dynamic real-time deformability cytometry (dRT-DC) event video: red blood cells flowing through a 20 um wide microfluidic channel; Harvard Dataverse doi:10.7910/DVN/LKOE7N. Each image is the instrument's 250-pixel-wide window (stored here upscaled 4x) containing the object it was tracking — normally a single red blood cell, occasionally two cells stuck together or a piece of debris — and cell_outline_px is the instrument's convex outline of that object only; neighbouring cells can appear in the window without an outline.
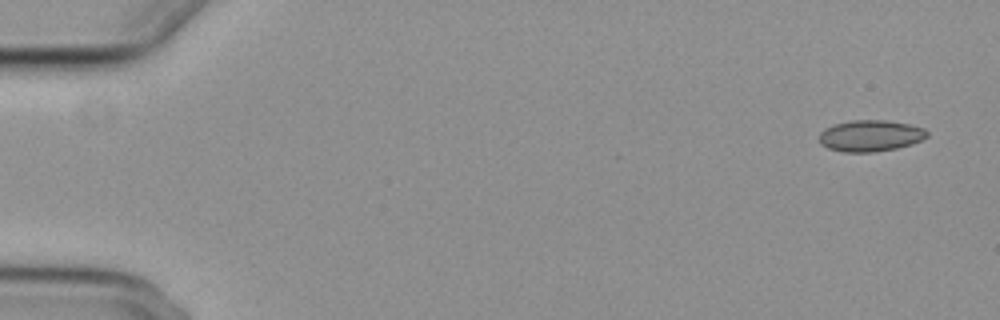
{"species": "common noctule bat (a hibernating species)", "species_latin": "Nyctalus noctula", "temperature_condition": "cold", "stored_images_in_passage": 53, "camera_frame_rate_fps": 3000, "um_per_image_px": 0.085, "animal": {"sex": "female", "body_mass_g": 29.2, "forearm_length_mm": 56.3}, "frame": {"image": 1, "passage_image": 1, "time_ms": 0.0, "image_size_px": [1000, 320], "cell_outline_px": [[928, 136], [912, 144], [896, 148], [872, 152], [844, 152], [828, 148], [820, 144], [820, 132], [824, 128], [832, 124], [852, 120], [888, 120], [908, 124], [924, 128], [928, 132]], "centroid_in_image_um": [73.96, 11.53], "position_along_channel_um": 11.0, "area_um2": 19.77}}
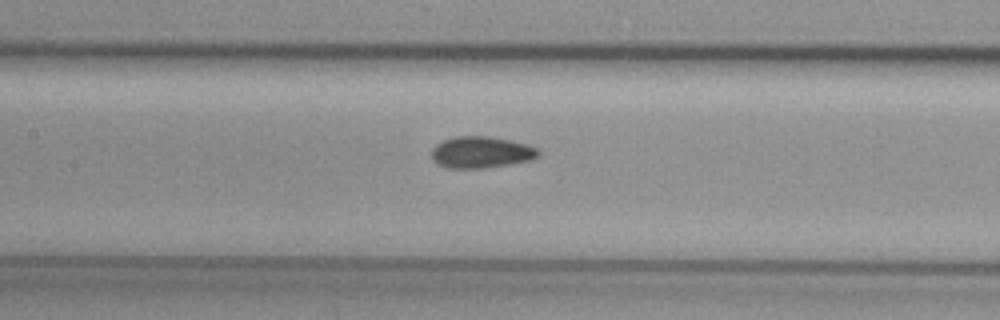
{"frame": {"image": 2, "passage_image": 25, "time_ms": 8.0, "image_size_px": [1000, 320], "cell_outline_px": [[540, 152], [536, 156], [528, 160], [508, 164], [484, 168], [448, 168], [436, 164], [432, 160], [432, 148], [436, 144], [444, 140], [456, 136], [488, 136], [528, 144], [536, 148]], "centroid_in_image_um": [40.84, 12.94], "position_along_channel_um": 166.6, "area_um2": 19.48}}
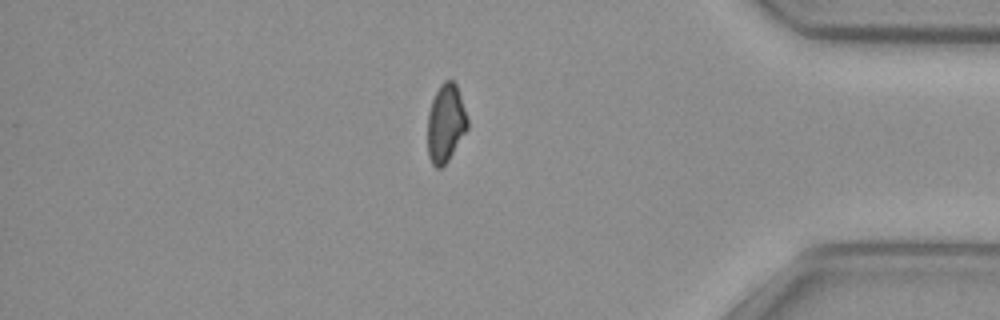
{"frame": {"image": 3, "passage_image": 46, "time_ms": 15.0, "image_size_px": [1000, 320], "cell_outline_px": [[468, 128], [448, 160], [440, 168], [436, 168], [432, 164], [428, 156], [428, 112], [432, 100], [440, 84], [444, 80], [452, 80], [456, 84], [468, 120]], "centroid_in_image_um": [37.87, 10.47], "position_along_channel_um": 397.3, "area_um2": 17.98}}